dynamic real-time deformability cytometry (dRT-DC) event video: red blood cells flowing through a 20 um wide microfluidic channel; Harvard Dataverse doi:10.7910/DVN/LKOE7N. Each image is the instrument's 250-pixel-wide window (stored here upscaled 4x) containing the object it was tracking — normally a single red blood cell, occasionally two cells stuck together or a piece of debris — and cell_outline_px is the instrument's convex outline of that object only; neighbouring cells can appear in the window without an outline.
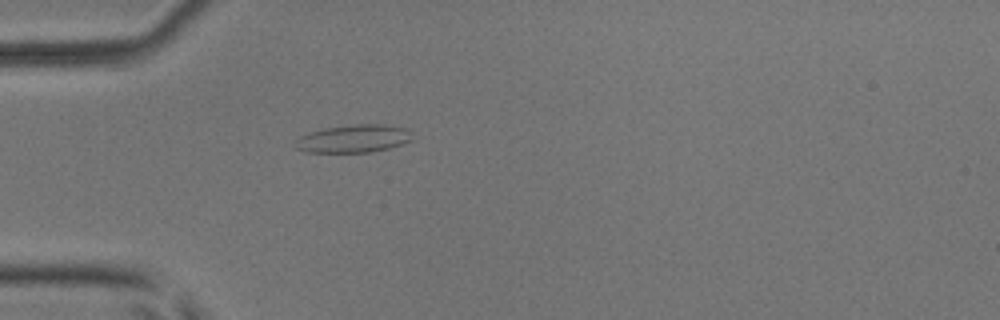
{"species": "common noctule bat (a hibernating species)", "species_latin": "Nyctalus noctula", "temperature_condition": "room temperature", "stored_images_in_passage": 37, "camera_frame_rate_fps": 3000, "um_per_image_px": 0.085, "animal": {"sex": "male", "body_mass_g": 17.9, "forearm_length_mm": 54.2}, "frame": {"image": 1, "passage_image": 2, "time_ms": 0.333, "image_size_px": [1000, 320], "cell_outline_px": [[412, 140], [388, 148], [372, 152], [304, 152], [296, 148], [292, 144], [300, 136], [324, 128], [356, 124], [384, 124], [404, 128], [408, 132]], "centroid_in_image_um": [29.99, 11.79], "position_along_channel_um": 55.0, "area_um2": 18.79}}
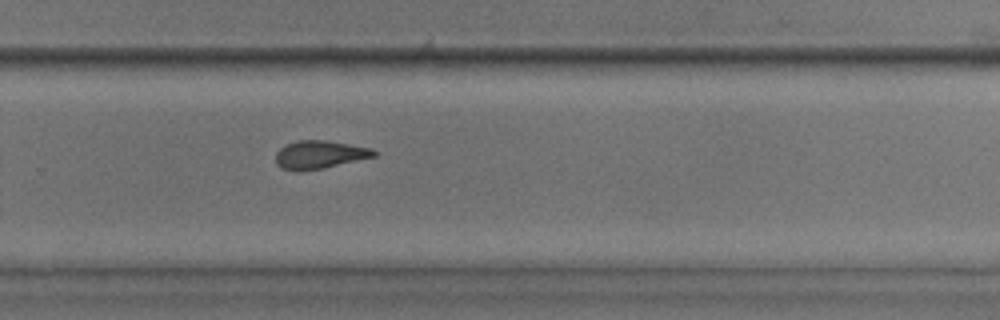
{"frame": {"image": 2, "passage_image": 21, "time_ms": 6.667, "image_size_px": [1000, 320], "cell_outline_px": [[380, 152], [376, 156], [320, 168], [280, 168], [276, 164], [276, 152], [280, 148], [296, 140], [324, 140], [372, 148]], "centroid_in_image_um": [27.21, 13.09], "position_along_channel_um": 302.6, "area_um2": 15.43}}
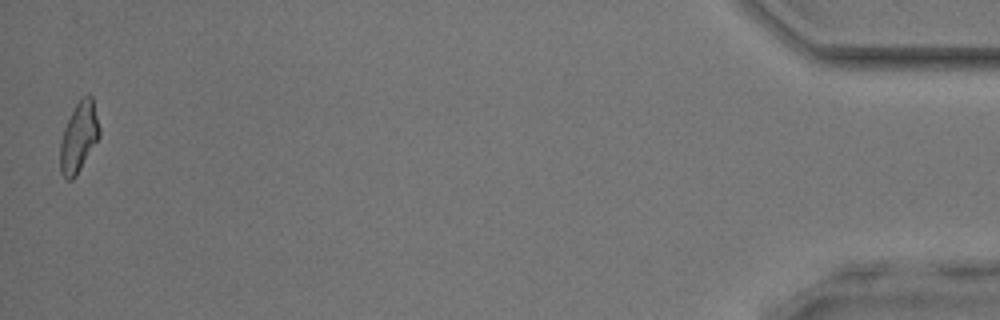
{"frame": {"image": 3, "passage_image": 37, "time_ms": 12.0, "image_size_px": [1000, 320], "cell_outline_px": [[100, 136], [76, 176], [72, 180], [68, 180], [60, 172], [60, 140], [64, 128], [76, 104], [88, 92], [92, 96], [100, 128]], "centroid_in_image_um": [6.7, 11.66], "position_along_channel_um": 428.5, "area_um2": 15.95}, "authors_computed_cell_mechanics": {"area_um2": 16.2996, "velocity_mm_per_s": 4.0578, "shape_relaxation_time_tau1_ms": null, "shape_relaxation_time_tau2_ms": 4.0948, "deformation_change_tau1": null, "deformation_change_tau2": 0.1219}}